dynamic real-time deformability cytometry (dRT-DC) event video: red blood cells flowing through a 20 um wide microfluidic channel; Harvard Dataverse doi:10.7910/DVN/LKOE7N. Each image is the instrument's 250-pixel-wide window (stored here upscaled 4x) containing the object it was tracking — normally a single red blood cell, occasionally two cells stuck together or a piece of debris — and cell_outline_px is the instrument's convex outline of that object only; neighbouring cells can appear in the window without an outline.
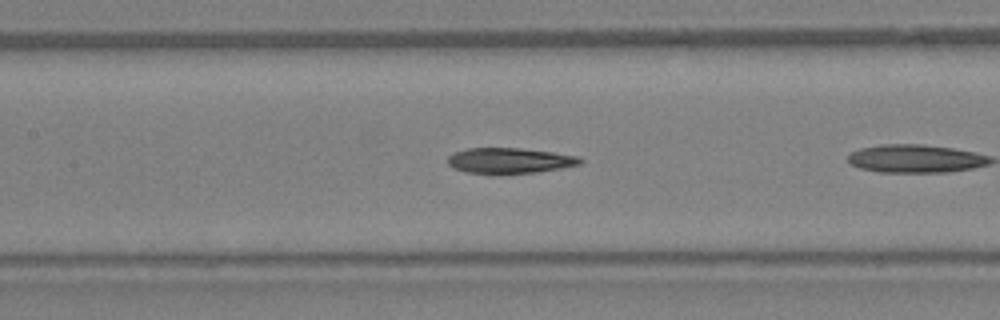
{"species": "Egyptian fruit bat (a non-hibernating species)", "species_latin": "Rousettus aegyptiacus", "temperature_condition": "warm", "stored_images_in_passage": 10, "camera_frame_rate_fps": 3000, "um_per_image_px": 0.085, "animal": {"sex": "female"}, "frame": {"image": 1, "passage_image": 7, "time_ms": 2.0, "image_size_px": [1000, 320], "cell_outline_px": [[584, 160], [580, 164], [560, 168], [536, 172], [492, 176], [468, 172], [456, 168], [448, 164], [448, 156], [456, 152], [468, 148], [520, 148], [552, 152], [580, 156]], "centroid_in_image_um": [43.33, 13.67], "position_along_channel_um": 164.1, "area_um2": 20.06}}